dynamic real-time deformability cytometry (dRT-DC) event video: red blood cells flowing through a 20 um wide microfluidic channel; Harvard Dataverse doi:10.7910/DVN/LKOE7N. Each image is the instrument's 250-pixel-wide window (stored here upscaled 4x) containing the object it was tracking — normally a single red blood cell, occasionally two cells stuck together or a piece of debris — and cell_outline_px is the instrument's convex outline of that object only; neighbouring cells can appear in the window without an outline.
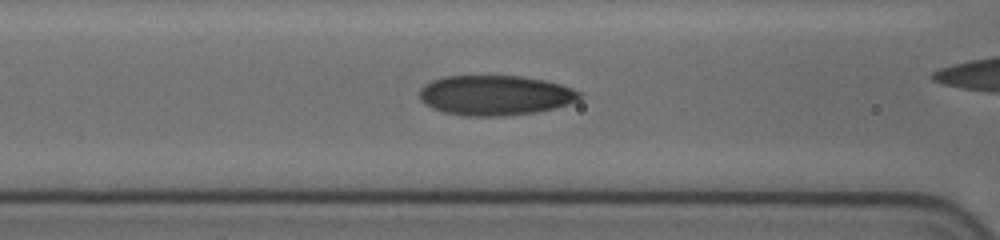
{"species": "human", "species_latin": "Homo sapiens", "temperature_condition": "cold", "stored_images_in_passage": 7, "segment_of_instrument_passage": [1, 2], "camera_frame_rate_fps": 3000, "um_per_image_px": 0.085, "donor": {"sex": "female"}, "frame": {"image": 1, "passage_image": 5, "time_ms": 3.0, "image_size_px": [1000, 240], "cell_outline_px": [[580, 100], [556, 108], [536, 112], [504, 116], [468, 116], [444, 112], [432, 108], [424, 104], [420, 100], [420, 88], [424, 84], [432, 80], [444, 76], [520, 76], [544, 80], [560, 84], [572, 88], [580, 92]], "centroid_in_image_um": [42.08, 8.1], "position_along_channel_um": 124.5, "area_um2": 37.45}}